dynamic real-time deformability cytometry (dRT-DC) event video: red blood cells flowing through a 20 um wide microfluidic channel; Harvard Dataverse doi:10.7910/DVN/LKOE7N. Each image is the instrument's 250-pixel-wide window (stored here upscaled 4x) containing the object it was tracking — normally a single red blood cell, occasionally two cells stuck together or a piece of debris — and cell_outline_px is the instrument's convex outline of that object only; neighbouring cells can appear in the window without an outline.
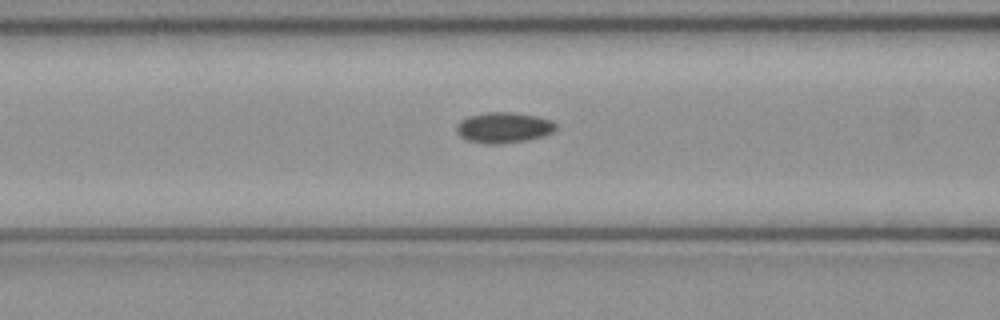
{"species": "common noctule bat (a hibernating species)", "species_latin": "Nyctalus noctula", "temperature_condition": "cold", "stored_images_in_passage": 46, "camera_frame_rate_fps": 3000, "um_per_image_px": 0.085, "animal": {"sex": "female", "body_mass_g": 21.9}, "frame": {"image": 1, "passage_image": 16, "time_ms": 5.0, "image_size_px": [1000, 320], "cell_outline_px": [[556, 128], [552, 132], [544, 136], [524, 140], [496, 144], [488, 144], [468, 140], [460, 136], [456, 132], [456, 124], [460, 120], [468, 116], [484, 112], [516, 112], [536, 116], [552, 120], [556, 124]], "centroid_in_image_um": [42.79, 10.82], "position_along_channel_um": 123.8, "area_um2": 17.8}}
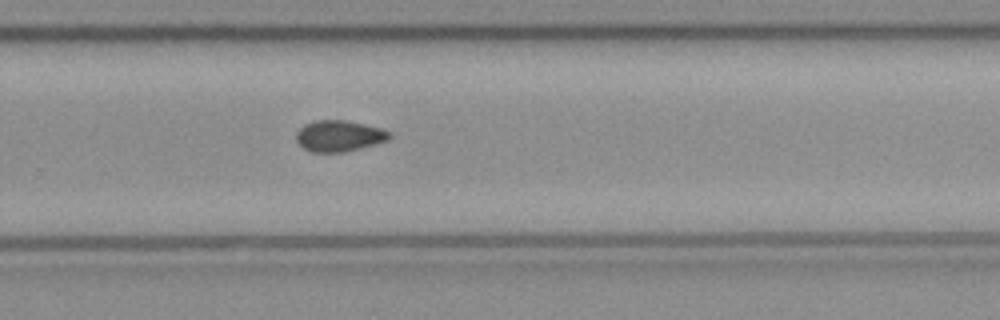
{"frame": {"image": 2, "passage_image": 29, "time_ms": 9.333, "image_size_px": [1000, 320], "cell_outline_px": [[392, 136], [388, 140], [360, 148], [344, 152], [312, 152], [304, 148], [296, 140], [296, 132], [304, 124], [316, 120], [344, 120], [380, 128], [392, 132]], "centroid_in_image_um": [28.82, 11.55], "position_along_channel_um": 301.0, "area_um2": 16.82}}
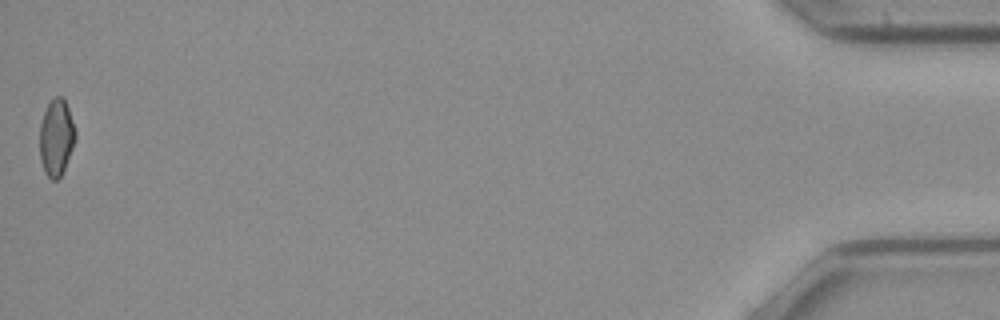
{"frame": {"image": 3, "passage_image": 46, "time_ms": 15.0, "image_size_px": [1000, 320], "cell_outline_px": [[76, 136], [72, 148], [64, 168], [60, 176], [56, 180], [52, 180], [44, 172], [40, 160], [40, 124], [44, 112], [48, 104], [56, 96], [64, 96], [76, 132]], "centroid_in_image_um": [4.78, 11.68], "position_along_channel_um": 430.4, "area_um2": 15.78}, "authors_computed_cell_mechanics": {"area_um2": 16.8487, "velocity_mm_per_s": 4.0949, "shape_relaxation_time_tau1_ms": 9.6629, "shape_relaxation_time_tau2_ms": 5.1654, "deformation_change_tau1": 0.0922, "deformation_change_tau2": 0.0862}}